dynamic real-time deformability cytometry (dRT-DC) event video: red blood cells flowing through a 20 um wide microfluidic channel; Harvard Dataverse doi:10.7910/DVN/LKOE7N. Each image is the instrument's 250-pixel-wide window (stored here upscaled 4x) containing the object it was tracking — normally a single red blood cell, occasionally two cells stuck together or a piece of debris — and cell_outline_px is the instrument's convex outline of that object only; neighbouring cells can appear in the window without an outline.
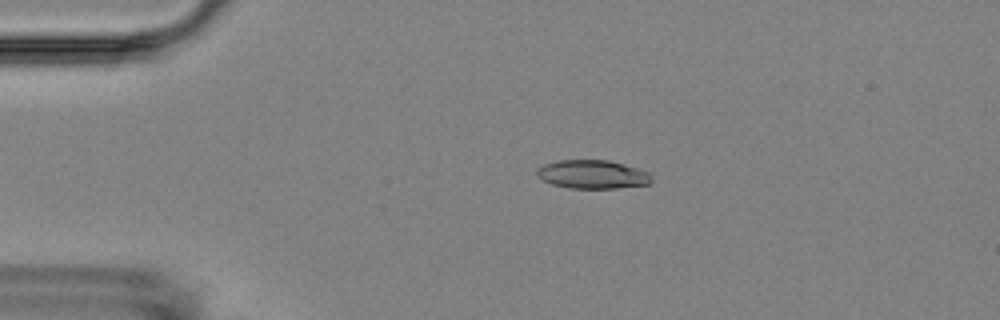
{"species": "Egyptian fruit bat (a non-hibernating species)", "species_latin": "Rousettus aegyptiacus", "temperature_condition": "room temperature", "stored_images_in_passage": 4, "camera_frame_rate_fps": 3000, "um_per_image_px": 0.085, "animal": {"sex": "female"}, "frame": {"image": 1, "passage_image": 2, "time_ms": 1.667, "image_size_px": [1000, 320], "cell_outline_px": [[652, 180], [648, 184], [616, 188], [568, 188], [552, 184], [540, 180], [536, 176], [536, 168], [544, 164], [560, 160], [608, 160], [624, 164], [648, 172]], "centroid_in_image_um": [50.3, 14.82], "position_along_channel_um": 34.7, "area_um2": 19.13}}
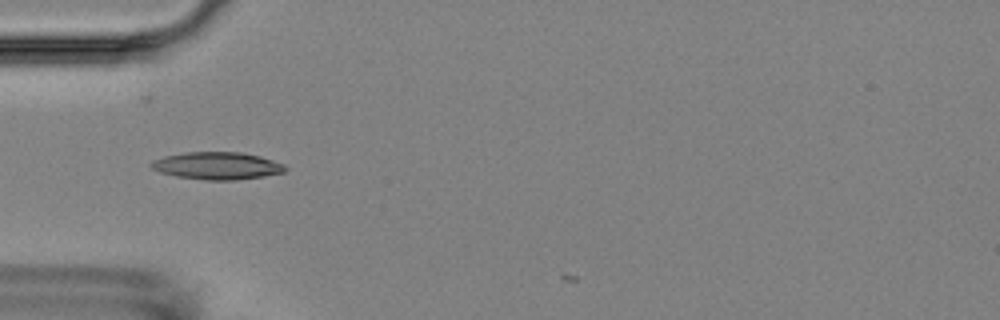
{"frame": {"image": 2, "passage_image": 3, "time_ms": 3.667, "image_size_px": [1000, 320], "cell_outline_px": [[288, 168], [284, 172], [264, 176], [236, 180], [204, 180], [176, 176], [160, 172], [152, 168], [148, 164], [152, 160], [164, 156], [184, 152], [240, 152], [260, 156], [284, 164]], "centroid_in_image_um": [18.44, 14.09], "position_along_channel_um": 66.6, "area_um2": 21.5}}